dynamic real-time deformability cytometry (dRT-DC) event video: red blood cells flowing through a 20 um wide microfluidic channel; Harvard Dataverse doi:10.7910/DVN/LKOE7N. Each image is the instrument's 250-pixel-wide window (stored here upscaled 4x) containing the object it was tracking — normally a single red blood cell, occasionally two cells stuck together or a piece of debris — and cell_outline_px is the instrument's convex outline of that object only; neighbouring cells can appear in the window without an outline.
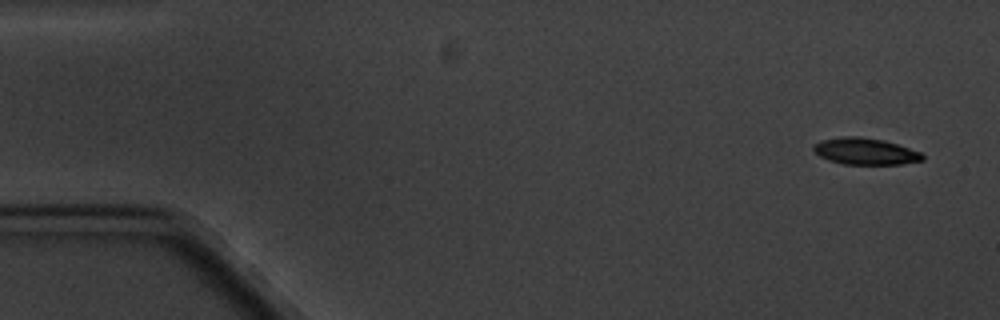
{"species": "common noctule bat (a hibernating species)", "species_latin": "Nyctalus noctula", "temperature_condition": "cold", "stored_images_in_passage": 6, "camera_frame_rate_fps": 3000, "um_per_image_px": 0.085, "animal": {"sex": "male", "body_mass_g": 20.1, "forearm_length_mm": 53.5}, "frame": {"image": 1, "passage_image": 1, "time_ms": 0.0, "image_size_px": [1000, 320], "cell_outline_px": [[924, 160], [904, 164], [844, 164], [828, 160], [820, 156], [812, 148], [812, 144], [820, 140], [844, 136], [860, 136], [884, 140], [920, 152], [924, 156]], "centroid_in_image_um": [73.52, 12.86], "position_along_channel_um": 11.5, "area_um2": 16.94}}